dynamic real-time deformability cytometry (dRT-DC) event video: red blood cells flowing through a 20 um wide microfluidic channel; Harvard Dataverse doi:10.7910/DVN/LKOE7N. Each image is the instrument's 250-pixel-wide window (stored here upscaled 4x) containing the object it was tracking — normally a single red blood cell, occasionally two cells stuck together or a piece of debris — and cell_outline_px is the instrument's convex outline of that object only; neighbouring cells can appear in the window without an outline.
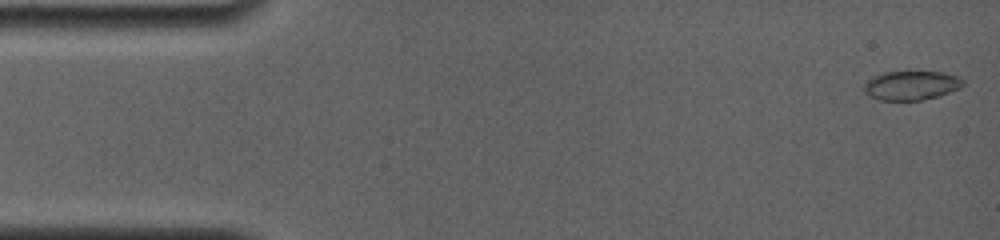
{"species": "common noctule bat (a hibernating species)", "species_latin": "Nyctalus noctula", "temperature_condition": "room temperature", "stored_images_in_passage": 5, "camera_frame_rate_fps": 4000, "um_per_image_px": 0.085, "animal": {"sex": "female", "body_mass_g": 19.0, "forearm_length_mm": 56.7}, "frame": {"image": 1, "passage_image": 1, "time_ms": 0.0, "image_size_px": [1000, 240], "cell_outline_px": [[964, 84], [960, 88], [936, 96], [920, 100], [880, 100], [864, 92], [864, 84], [868, 80], [884, 72], [944, 72], [956, 76], [964, 80]], "centroid_in_image_um": [77.47, 7.26], "position_along_channel_um": 7.5, "area_um2": 16.47}}
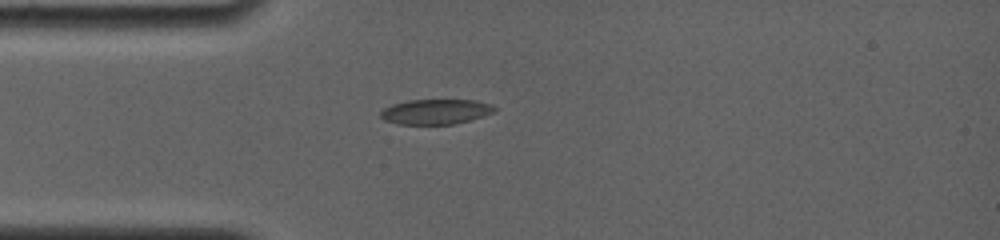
{"frame": {"image": 2, "passage_image": 4, "time_ms": 4.0, "image_size_px": [1000, 240], "cell_outline_px": [[496, 108], [492, 112], [468, 120], [452, 124], [396, 124], [384, 120], [380, 116], [380, 112], [384, 108], [392, 104], [408, 100], [476, 100], [492, 104]], "centroid_in_image_um": [36.98, 9.48], "position_along_channel_um": 48.0, "area_um2": 16.47}}
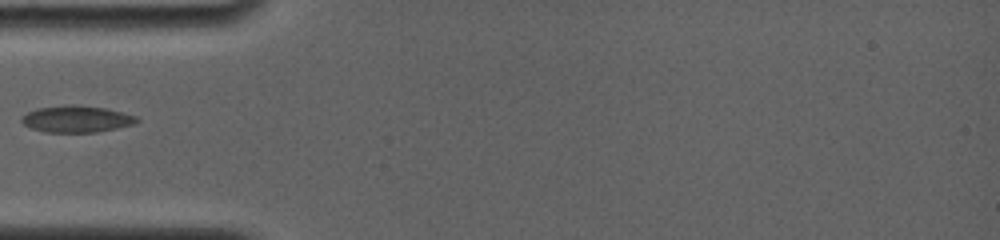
{"frame": {"image": 3, "passage_image": 5, "time_ms": 5.0, "image_size_px": [1000, 240], "cell_outline_px": [[140, 120], [132, 124], [116, 128], [96, 132], [44, 132], [32, 128], [24, 124], [20, 120], [20, 116], [28, 112], [40, 108], [72, 104], [104, 108], [136, 116]], "centroid_in_image_um": [6.47, 10.12], "position_along_channel_um": 78.5, "area_um2": 17.63}}